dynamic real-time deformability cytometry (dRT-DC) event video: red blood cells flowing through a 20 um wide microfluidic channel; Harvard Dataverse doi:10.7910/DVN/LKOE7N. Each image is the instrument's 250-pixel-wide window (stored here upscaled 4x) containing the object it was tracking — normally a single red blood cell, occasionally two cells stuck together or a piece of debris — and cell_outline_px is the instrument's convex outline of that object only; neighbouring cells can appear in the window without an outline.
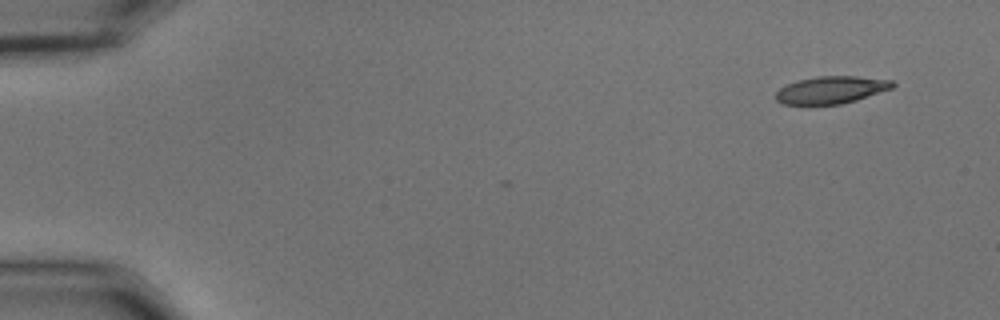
{"species": "common noctule bat (a hibernating species)", "species_latin": "Nyctalus noctula", "temperature_condition": "cold", "stored_images_in_passage": 52, "camera_frame_rate_fps": 3000, "um_per_image_px": 0.085, "animal": {"sex": "male", "body_mass_g": 15.6}, "frame": {"image": 1, "passage_image": 1, "time_ms": 0.0, "image_size_px": [1000, 320], "cell_outline_px": [[896, 84], [892, 88], [856, 100], [840, 104], [784, 104], [776, 100], [776, 92], [780, 88], [796, 80], [816, 76], [856, 76], [892, 80]], "centroid_in_image_um": [70.65, 7.63], "position_along_channel_um": 14.4, "area_um2": 18.5}}
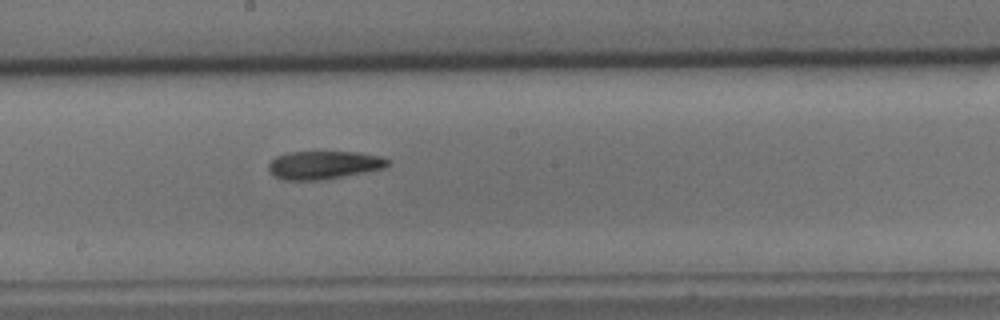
{"frame": {"image": 2, "passage_image": 28, "time_ms": 9.0, "image_size_px": [1000, 320], "cell_outline_px": [[392, 160], [384, 168], [324, 180], [284, 180], [276, 176], [268, 168], [268, 164], [276, 156], [288, 152], [356, 152], [380, 156]], "centroid_in_image_um": [27.54, 14.02], "position_along_channel_um": 220.7, "area_um2": 19.48}}
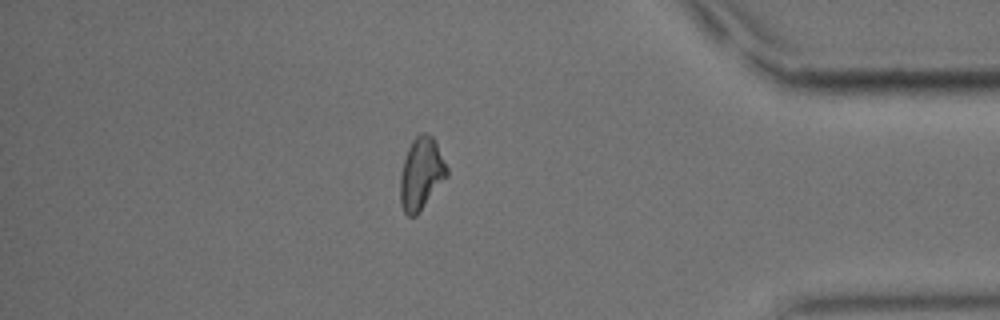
{"frame": {"image": 3, "passage_image": 45, "time_ms": 14.667, "image_size_px": [1000, 320], "cell_outline_px": [[448, 176], [416, 216], [408, 216], [404, 212], [400, 204], [400, 176], [404, 160], [408, 148], [412, 140], [420, 132], [424, 132], [432, 136], [448, 168]], "centroid_in_image_um": [35.8, 14.77], "position_along_channel_um": 399.4, "area_um2": 19.54}, "authors_computed_cell_mechanics": {"area_um2": 19.5942, "velocity_mm_per_s": 3.6602, "shape_relaxation_time_tau1_ms": 9.0941, "shape_relaxation_time_tau2_ms": 9.0727, "deformation_change_tau1": 0.2016, "deformation_change_tau2": 0.1987}}